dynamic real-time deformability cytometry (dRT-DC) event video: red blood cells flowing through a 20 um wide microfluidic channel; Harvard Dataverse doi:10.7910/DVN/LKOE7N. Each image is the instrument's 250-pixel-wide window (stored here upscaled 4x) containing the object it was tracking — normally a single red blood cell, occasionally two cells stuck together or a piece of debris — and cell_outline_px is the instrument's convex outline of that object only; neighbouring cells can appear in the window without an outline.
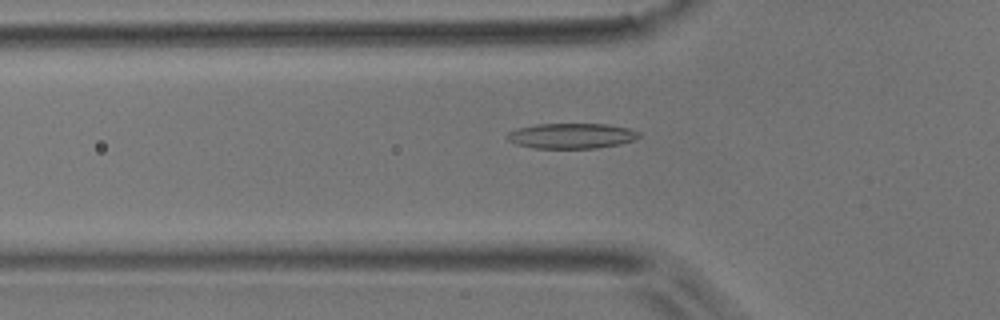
{"species": "common noctule bat (a hibernating species)", "species_latin": "Nyctalus noctula", "temperature_condition": "room temperature", "stored_images_in_passage": 40, "camera_frame_rate_fps": 3000, "um_per_image_px": 0.085, "animal": {"sex": "male", "body_mass_g": 17.9}, "frame": {"image": 1, "passage_image": 5, "time_ms": 1.333, "image_size_px": [1000, 320], "cell_outline_px": [[640, 136], [632, 140], [620, 144], [596, 148], [532, 148], [516, 144], [508, 140], [504, 136], [508, 132], [516, 128], [536, 124], [608, 124], [628, 128], [640, 132]], "centroid_in_image_um": [48.53, 11.54], "position_along_channel_um": 77.3, "area_um2": 19.54}}
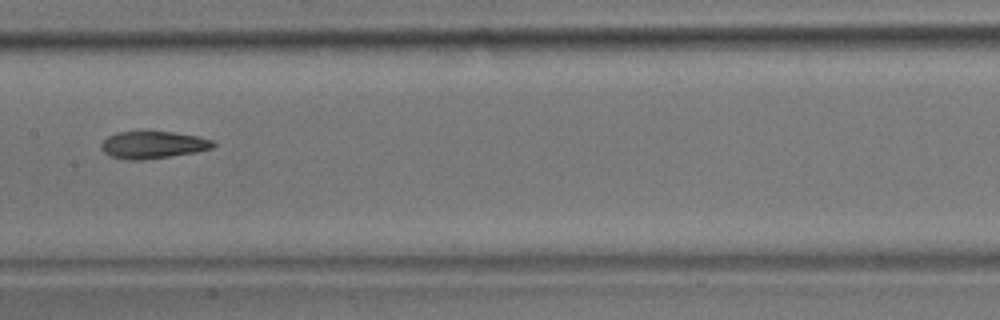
{"frame": {"image": 2, "passage_image": 14, "time_ms": 4.333, "image_size_px": [1000, 320], "cell_outline_px": [[216, 144], [212, 148], [196, 152], [144, 160], [124, 160], [112, 156], [104, 152], [100, 148], [100, 144], [108, 136], [116, 132], [176, 132], [196, 136], [212, 140]], "centroid_in_image_um": [12.98, 12.32], "position_along_channel_um": 194.4, "area_um2": 17.74}}
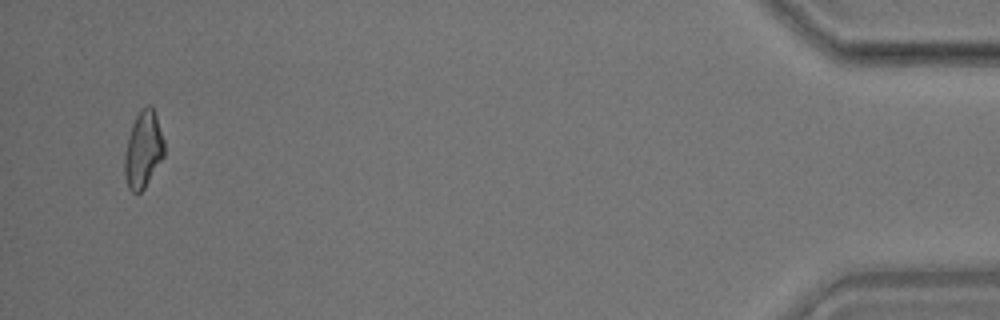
{"frame": {"image": 3, "passage_image": 38, "time_ms": 12.333, "image_size_px": [1000, 320], "cell_outline_px": [[164, 156], [144, 188], [136, 196], [128, 188], [124, 176], [124, 156], [128, 136], [132, 124], [140, 108], [148, 104], [152, 104], [164, 140]], "centroid_in_image_um": [12.16, 12.71], "position_along_channel_um": 423.0, "area_um2": 17.92}, "authors_computed_cell_mechanics": {"area_um2": 17.918, "velocity_mm_per_s": 3.8729, "shape_relaxation_time_tau1_ms": 9.7373, "shape_relaxation_time_tau2_ms": 3.0518, "deformation_change_tau1": 0.2588, "deformation_change_tau2": 0.108}}